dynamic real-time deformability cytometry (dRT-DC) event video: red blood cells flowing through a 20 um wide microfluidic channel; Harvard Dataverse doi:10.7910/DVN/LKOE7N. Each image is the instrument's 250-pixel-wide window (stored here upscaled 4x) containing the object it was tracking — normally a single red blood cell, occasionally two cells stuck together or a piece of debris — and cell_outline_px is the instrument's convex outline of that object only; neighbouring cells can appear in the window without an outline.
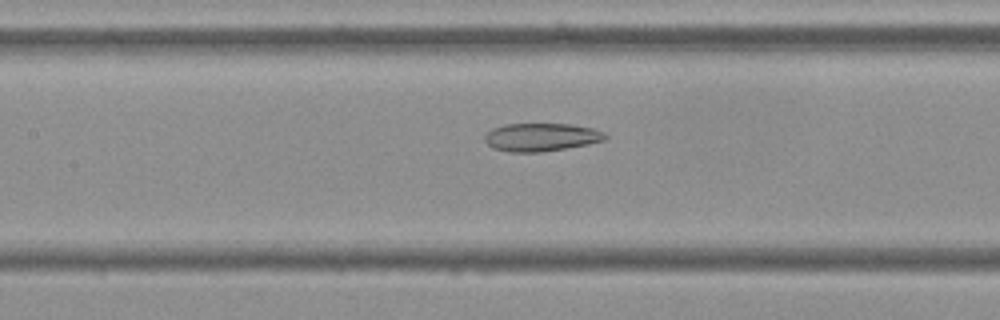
{"species": "Egyptian fruit bat (a non-hibernating species)", "species_latin": "Rousettus aegyptiacus", "temperature_condition": "cold", "stored_images_in_passage": 44, "camera_frame_rate_fps": 3000, "um_per_image_px": 0.085, "frame": {"image": 1, "passage_image": 14, "time_ms": 4.333, "image_size_px": [1000, 320], "cell_outline_px": [[608, 140], [588, 144], [540, 152], [508, 152], [492, 148], [484, 140], [484, 136], [492, 128], [504, 124], [572, 124], [592, 128], [604, 132], [608, 136]], "centroid_in_image_um": [46.01, 11.66], "position_along_channel_um": 161.4, "area_um2": 19.83}}
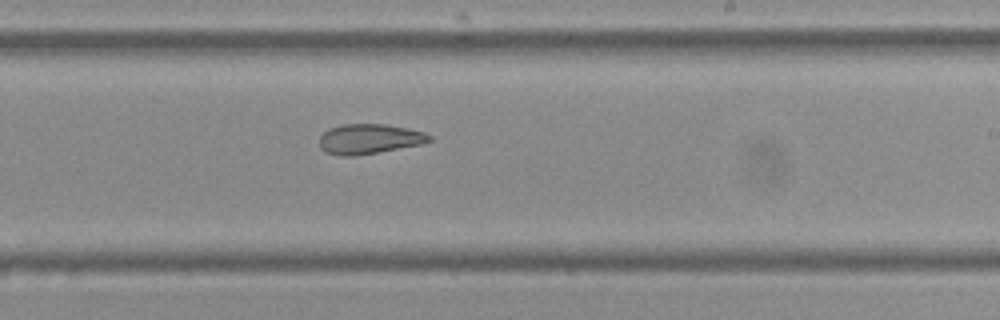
{"frame": {"image": 2, "passage_image": 22, "time_ms": 7.0, "image_size_px": [1000, 320], "cell_outline_px": [[432, 140], [420, 144], [376, 152], [352, 156], [340, 156], [324, 152], [320, 148], [320, 136], [328, 128], [340, 124], [384, 124], [408, 128], [424, 132], [432, 136]], "centroid_in_image_um": [31.35, 11.8], "position_along_channel_um": 257.7, "area_um2": 19.13}}
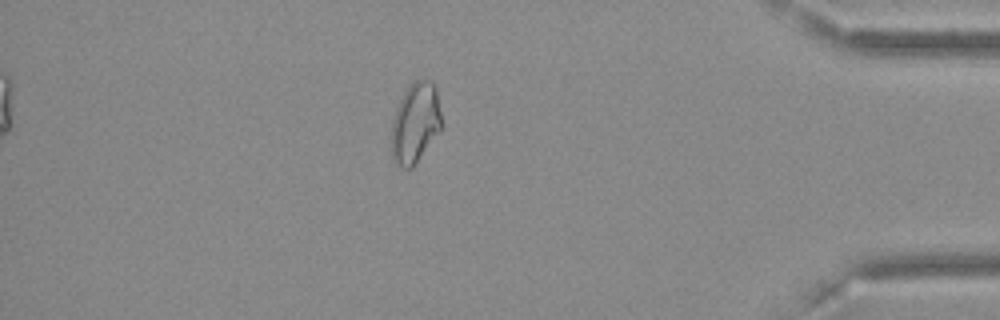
{"frame": {"image": 3, "passage_image": 37, "time_ms": 12.0, "image_size_px": [1000, 320], "cell_outline_px": [[444, 128], [412, 168], [404, 168], [396, 164], [392, 160], [392, 120], [396, 108], [404, 92], [412, 80], [432, 80], [436, 84]], "centroid_in_image_um": [35.35, 10.43], "position_along_channel_um": 399.9, "area_um2": 24.1}, "authors_computed_cell_mechanics": {"area_um2": 21.5883, "velocity_mm_per_s": 3.6186, "shape_relaxation_time_tau1_ms": null, "shape_relaxation_time_tau2_ms": 2.7087, "deformation_change_tau1": null, "deformation_change_tau2": 0.0893}}